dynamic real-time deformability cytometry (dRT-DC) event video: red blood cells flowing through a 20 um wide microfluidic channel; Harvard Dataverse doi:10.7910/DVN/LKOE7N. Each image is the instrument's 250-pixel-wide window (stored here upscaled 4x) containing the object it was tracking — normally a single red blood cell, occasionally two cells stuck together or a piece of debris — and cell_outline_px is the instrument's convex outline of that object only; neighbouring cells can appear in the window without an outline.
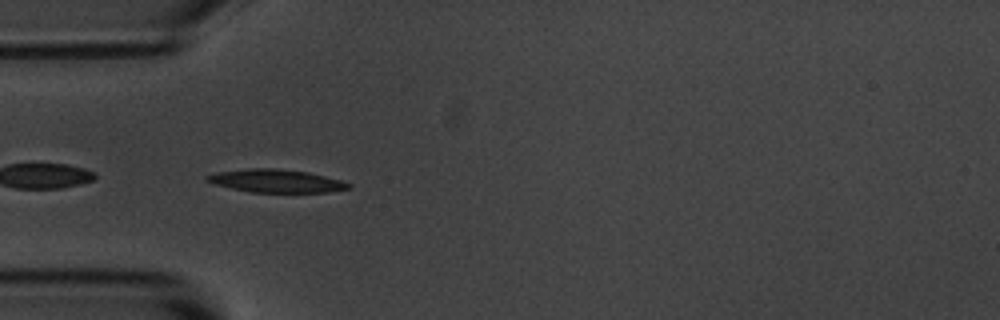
{"species": "common noctule bat (a hibernating species)", "species_latin": "Nyctalus noctula", "temperature_condition": "room temperature", "stored_images_in_passage": 6, "camera_frame_rate_fps": 3000, "um_per_image_px": 0.085, "animal": {"sex": "male", "body_mass_g": 20.1, "forearm_length_mm": 53.5}, "frame": {"image": 1, "passage_image": 5, "time_ms": 4.667, "image_size_px": [1000, 320], "cell_outline_px": [[352, 188], [328, 192], [252, 192], [232, 188], [216, 184], [204, 180], [204, 176], [216, 172], [248, 168], [276, 168], [308, 172], [340, 180], [352, 184]], "centroid_in_image_um": [23.47, 15.37], "position_along_channel_um": 61.5, "area_um2": 18.96}}